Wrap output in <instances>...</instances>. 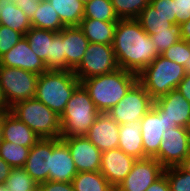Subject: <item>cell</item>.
I'll return each mask as SVG.
<instances>
[{
	"label": "cell",
	"mask_w": 190,
	"mask_h": 191,
	"mask_svg": "<svg viewBox=\"0 0 190 191\" xmlns=\"http://www.w3.org/2000/svg\"><path fill=\"white\" fill-rule=\"evenodd\" d=\"M185 75L184 66L159 54L138 74V82L155 100L176 89Z\"/></svg>",
	"instance_id": "cell-5"
},
{
	"label": "cell",
	"mask_w": 190,
	"mask_h": 191,
	"mask_svg": "<svg viewBox=\"0 0 190 191\" xmlns=\"http://www.w3.org/2000/svg\"><path fill=\"white\" fill-rule=\"evenodd\" d=\"M150 4L162 16L169 18V22L176 24L174 15L173 0H150Z\"/></svg>",
	"instance_id": "cell-39"
},
{
	"label": "cell",
	"mask_w": 190,
	"mask_h": 191,
	"mask_svg": "<svg viewBox=\"0 0 190 191\" xmlns=\"http://www.w3.org/2000/svg\"><path fill=\"white\" fill-rule=\"evenodd\" d=\"M138 81V74L118 68L103 75L93 76L81 82L88 91L96 109L107 113Z\"/></svg>",
	"instance_id": "cell-2"
},
{
	"label": "cell",
	"mask_w": 190,
	"mask_h": 191,
	"mask_svg": "<svg viewBox=\"0 0 190 191\" xmlns=\"http://www.w3.org/2000/svg\"><path fill=\"white\" fill-rule=\"evenodd\" d=\"M158 153L153 157L164 167L178 166L190 151V129L173 127L162 136Z\"/></svg>",
	"instance_id": "cell-10"
},
{
	"label": "cell",
	"mask_w": 190,
	"mask_h": 191,
	"mask_svg": "<svg viewBox=\"0 0 190 191\" xmlns=\"http://www.w3.org/2000/svg\"><path fill=\"white\" fill-rule=\"evenodd\" d=\"M99 114L88 91L80 84L60 116L61 137L86 136Z\"/></svg>",
	"instance_id": "cell-4"
},
{
	"label": "cell",
	"mask_w": 190,
	"mask_h": 191,
	"mask_svg": "<svg viewBox=\"0 0 190 191\" xmlns=\"http://www.w3.org/2000/svg\"><path fill=\"white\" fill-rule=\"evenodd\" d=\"M164 173V167L155 158L137 159L130 173L118 184V191H146Z\"/></svg>",
	"instance_id": "cell-11"
},
{
	"label": "cell",
	"mask_w": 190,
	"mask_h": 191,
	"mask_svg": "<svg viewBox=\"0 0 190 191\" xmlns=\"http://www.w3.org/2000/svg\"><path fill=\"white\" fill-rule=\"evenodd\" d=\"M169 183L170 191H190V173L179 166L164 168L163 173Z\"/></svg>",
	"instance_id": "cell-37"
},
{
	"label": "cell",
	"mask_w": 190,
	"mask_h": 191,
	"mask_svg": "<svg viewBox=\"0 0 190 191\" xmlns=\"http://www.w3.org/2000/svg\"><path fill=\"white\" fill-rule=\"evenodd\" d=\"M117 22H105L83 18L78 26L88 39L89 43L113 44Z\"/></svg>",
	"instance_id": "cell-23"
},
{
	"label": "cell",
	"mask_w": 190,
	"mask_h": 191,
	"mask_svg": "<svg viewBox=\"0 0 190 191\" xmlns=\"http://www.w3.org/2000/svg\"><path fill=\"white\" fill-rule=\"evenodd\" d=\"M74 191H112L114 187L100 171L78 172L72 180Z\"/></svg>",
	"instance_id": "cell-28"
},
{
	"label": "cell",
	"mask_w": 190,
	"mask_h": 191,
	"mask_svg": "<svg viewBox=\"0 0 190 191\" xmlns=\"http://www.w3.org/2000/svg\"><path fill=\"white\" fill-rule=\"evenodd\" d=\"M39 75L20 68L0 66V87L9 107L34 98Z\"/></svg>",
	"instance_id": "cell-7"
},
{
	"label": "cell",
	"mask_w": 190,
	"mask_h": 191,
	"mask_svg": "<svg viewBox=\"0 0 190 191\" xmlns=\"http://www.w3.org/2000/svg\"><path fill=\"white\" fill-rule=\"evenodd\" d=\"M31 25L34 28L54 32H59L65 27L59 15L47 0H39V9L34 13Z\"/></svg>",
	"instance_id": "cell-26"
},
{
	"label": "cell",
	"mask_w": 190,
	"mask_h": 191,
	"mask_svg": "<svg viewBox=\"0 0 190 191\" xmlns=\"http://www.w3.org/2000/svg\"><path fill=\"white\" fill-rule=\"evenodd\" d=\"M83 18L105 22H117V17L111 0H90L84 4Z\"/></svg>",
	"instance_id": "cell-30"
},
{
	"label": "cell",
	"mask_w": 190,
	"mask_h": 191,
	"mask_svg": "<svg viewBox=\"0 0 190 191\" xmlns=\"http://www.w3.org/2000/svg\"><path fill=\"white\" fill-rule=\"evenodd\" d=\"M112 47L119 68L139 74L158 55L150 35L137 19H119Z\"/></svg>",
	"instance_id": "cell-1"
},
{
	"label": "cell",
	"mask_w": 190,
	"mask_h": 191,
	"mask_svg": "<svg viewBox=\"0 0 190 191\" xmlns=\"http://www.w3.org/2000/svg\"><path fill=\"white\" fill-rule=\"evenodd\" d=\"M10 112L39 137L61 138L60 116L37 98L16 102Z\"/></svg>",
	"instance_id": "cell-6"
},
{
	"label": "cell",
	"mask_w": 190,
	"mask_h": 191,
	"mask_svg": "<svg viewBox=\"0 0 190 191\" xmlns=\"http://www.w3.org/2000/svg\"><path fill=\"white\" fill-rule=\"evenodd\" d=\"M0 66L20 68L37 75L47 71L45 63L33 53L25 36L0 57Z\"/></svg>",
	"instance_id": "cell-17"
},
{
	"label": "cell",
	"mask_w": 190,
	"mask_h": 191,
	"mask_svg": "<svg viewBox=\"0 0 190 191\" xmlns=\"http://www.w3.org/2000/svg\"><path fill=\"white\" fill-rule=\"evenodd\" d=\"M176 90L179 91L188 102H190V74L185 75Z\"/></svg>",
	"instance_id": "cell-44"
},
{
	"label": "cell",
	"mask_w": 190,
	"mask_h": 191,
	"mask_svg": "<svg viewBox=\"0 0 190 191\" xmlns=\"http://www.w3.org/2000/svg\"><path fill=\"white\" fill-rule=\"evenodd\" d=\"M7 111H10V107L8 106V104L5 100L3 92L0 87V113H4Z\"/></svg>",
	"instance_id": "cell-48"
},
{
	"label": "cell",
	"mask_w": 190,
	"mask_h": 191,
	"mask_svg": "<svg viewBox=\"0 0 190 191\" xmlns=\"http://www.w3.org/2000/svg\"><path fill=\"white\" fill-rule=\"evenodd\" d=\"M80 84L73 71L47 70L38 77L35 98L61 116Z\"/></svg>",
	"instance_id": "cell-3"
},
{
	"label": "cell",
	"mask_w": 190,
	"mask_h": 191,
	"mask_svg": "<svg viewBox=\"0 0 190 191\" xmlns=\"http://www.w3.org/2000/svg\"><path fill=\"white\" fill-rule=\"evenodd\" d=\"M65 27L79 26L84 16V4L78 0H47Z\"/></svg>",
	"instance_id": "cell-25"
},
{
	"label": "cell",
	"mask_w": 190,
	"mask_h": 191,
	"mask_svg": "<svg viewBox=\"0 0 190 191\" xmlns=\"http://www.w3.org/2000/svg\"><path fill=\"white\" fill-rule=\"evenodd\" d=\"M15 3L30 21L34 16V13L39 9V0H16Z\"/></svg>",
	"instance_id": "cell-42"
},
{
	"label": "cell",
	"mask_w": 190,
	"mask_h": 191,
	"mask_svg": "<svg viewBox=\"0 0 190 191\" xmlns=\"http://www.w3.org/2000/svg\"><path fill=\"white\" fill-rule=\"evenodd\" d=\"M4 113H0V143L3 141Z\"/></svg>",
	"instance_id": "cell-49"
},
{
	"label": "cell",
	"mask_w": 190,
	"mask_h": 191,
	"mask_svg": "<svg viewBox=\"0 0 190 191\" xmlns=\"http://www.w3.org/2000/svg\"><path fill=\"white\" fill-rule=\"evenodd\" d=\"M23 37L22 33L0 25V57L13 48Z\"/></svg>",
	"instance_id": "cell-38"
},
{
	"label": "cell",
	"mask_w": 190,
	"mask_h": 191,
	"mask_svg": "<svg viewBox=\"0 0 190 191\" xmlns=\"http://www.w3.org/2000/svg\"><path fill=\"white\" fill-rule=\"evenodd\" d=\"M0 191H7V188L4 186V184H0Z\"/></svg>",
	"instance_id": "cell-50"
},
{
	"label": "cell",
	"mask_w": 190,
	"mask_h": 191,
	"mask_svg": "<svg viewBox=\"0 0 190 191\" xmlns=\"http://www.w3.org/2000/svg\"><path fill=\"white\" fill-rule=\"evenodd\" d=\"M119 19H137L150 0H111Z\"/></svg>",
	"instance_id": "cell-34"
},
{
	"label": "cell",
	"mask_w": 190,
	"mask_h": 191,
	"mask_svg": "<svg viewBox=\"0 0 190 191\" xmlns=\"http://www.w3.org/2000/svg\"><path fill=\"white\" fill-rule=\"evenodd\" d=\"M88 45V39L78 26L63 28V54L72 70L80 64Z\"/></svg>",
	"instance_id": "cell-20"
},
{
	"label": "cell",
	"mask_w": 190,
	"mask_h": 191,
	"mask_svg": "<svg viewBox=\"0 0 190 191\" xmlns=\"http://www.w3.org/2000/svg\"><path fill=\"white\" fill-rule=\"evenodd\" d=\"M61 139L70 150L77 172L100 171L102 152L86 136Z\"/></svg>",
	"instance_id": "cell-13"
},
{
	"label": "cell",
	"mask_w": 190,
	"mask_h": 191,
	"mask_svg": "<svg viewBox=\"0 0 190 191\" xmlns=\"http://www.w3.org/2000/svg\"><path fill=\"white\" fill-rule=\"evenodd\" d=\"M176 24H182L190 20V0H173Z\"/></svg>",
	"instance_id": "cell-40"
},
{
	"label": "cell",
	"mask_w": 190,
	"mask_h": 191,
	"mask_svg": "<svg viewBox=\"0 0 190 191\" xmlns=\"http://www.w3.org/2000/svg\"><path fill=\"white\" fill-rule=\"evenodd\" d=\"M30 148L2 141L0 143V157L12 168L24 167L29 155Z\"/></svg>",
	"instance_id": "cell-31"
},
{
	"label": "cell",
	"mask_w": 190,
	"mask_h": 191,
	"mask_svg": "<svg viewBox=\"0 0 190 191\" xmlns=\"http://www.w3.org/2000/svg\"><path fill=\"white\" fill-rule=\"evenodd\" d=\"M161 55L172 62L184 66L185 73L190 74V42L180 39Z\"/></svg>",
	"instance_id": "cell-35"
},
{
	"label": "cell",
	"mask_w": 190,
	"mask_h": 191,
	"mask_svg": "<svg viewBox=\"0 0 190 191\" xmlns=\"http://www.w3.org/2000/svg\"><path fill=\"white\" fill-rule=\"evenodd\" d=\"M57 32L31 27L24 35L33 53L43 62L51 56V41Z\"/></svg>",
	"instance_id": "cell-27"
},
{
	"label": "cell",
	"mask_w": 190,
	"mask_h": 191,
	"mask_svg": "<svg viewBox=\"0 0 190 191\" xmlns=\"http://www.w3.org/2000/svg\"><path fill=\"white\" fill-rule=\"evenodd\" d=\"M0 25L23 35L32 27L31 21L13 0H0Z\"/></svg>",
	"instance_id": "cell-24"
},
{
	"label": "cell",
	"mask_w": 190,
	"mask_h": 191,
	"mask_svg": "<svg viewBox=\"0 0 190 191\" xmlns=\"http://www.w3.org/2000/svg\"><path fill=\"white\" fill-rule=\"evenodd\" d=\"M4 186L7 191H38V184L25 171L24 167L12 168Z\"/></svg>",
	"instance_id": "cell-32"
},
{
	"label": "cell",
	"mask_w": 190,
	"mask_h": 191,
	"mask_svg": "<svg viewBox=\"0 0 190 191\" xmlns=\"http://www.w3.org/2000/svg\"><path fill=\"white\" fill-rule=\"evenodd\" d=\"M150 37L157 52L162 54L181 39V25L173 24L169 31H156V34Z\"/></svg>",
	"instance_id": "cell-36"
},
{
	"label": "cell",
	"mask_w": 190,
	"mask_h": 191,
	"mask_svg": "<svg viewBox=\"0 0 190 191\" xmlns=\"http://www.w3.org/2000/svg\"><path fill=\"white\" fill-rule=\"evenodd\" d=\"M47 70L73 71L66 63L63 54V29L57 32L51 41V56L44 62Z\"/></svg>",
	"instance_id": "cell-33"
},
{
	"label": "cell",
	"mask_w": 190,
	"mask_h": 191,
	"mask_svg": "<svg viewBox=\"0 0 190 191\" xmlns=\"http://www.w3.org/2000/svg\"><path fill=\"white\" fill-rule=\"evenodd\" d=\"M140 127L144 154L148 158H153L159 151L163 133L176 126H169L164 113H157L151 108L140 120Z\"/></svg>",
	"instance_id": "cell-14"
},
{
	"label": "cell",
	"mask_w": 190,
	"mask_h": 191,
	"mask_svg": "<svg viewBox=\"0 0 190 191\" xmlns=\"http://www.w3.org/2000/svg\"><path fill=\"white\" fill-rule=\"evenodd\" d=\"M118 68L112 45L89 43L84 57L73 72L82 82L93 76L111 73Z\"/></svg>",
	"instance_id": "cell-9"
},
{
	"label": "cell",
	"mask_w": 190,
	"mask_h": 191,
	"mask_svg": "<svg viewBox=\"0 0 190 191\" xmlns=\"http://www.w3.org/2000/svg\"><path fill=\"white\" fill-rule=\"evenodd\" d=\"M119 124L108 113H100L86 135L101 152L118 148Z\"/></svg>",
	"instance_id": "cell-18"
},
{
	"label": "cell",
	"mask_w": 190,
	"mask_h": 191,
	"mask_svg": "<svg viewBox=\"0 0 190 191\" xmlns=\"http://www.w3.org/2000/svg\"><path fill=\"white\" fill-rule=\"evenodd\" d=\"M146 191H170V186L166 176L163 174Z\"/></svg>",
	"instance_id": "cell-43"
},
{
	"label": "cell",
	"mask_w": 190,
	"mask_h": 191,
	"mask_svg": "<svg viewBox=\"0 0 190 191\" xmlns=\"http://www.w3.org/2000/svg\"><path fill=\"white\" fill-rule=\"evenodd\" d=\"M78 1L82 2L83 4H85V3L89 2L90 0H78Z\"/></svg>",
	"instance_id": "cell-51"
},
{
	"label": "cell",
	"mask_w": 190,
	"mask_h": 191,
	"mask_svg": "<svg viewBox=\"0 0 190 191\" xmlns=\"http://www.w3.org/2000/svg\"><path fill=\"white\" fill-rule=\"evenodd\" d=\"M38 191H74L72 182L46 181L38 185Z\"/></svg>",
	"instance_id": "cell-41"
},
{
	"label": "cell",
	"mask_w": 190,
	"mask_h": 191,
	"mask_svg": "<svg viewBox=\"0 0 190 191\" xmlns=\"http://www.w3.org/2000/svg\"><path fill=\"white\" fill-rule=\"evenodd\" d=\"M51 138H41L30 148L25 171L40 185L49 180Z\"/></svg>",
	"instance_id": "cell-19"
},
{
	"label": "cell",
	"mask_w": 190,
	"mask_h": 191,
	"mask_svg": "<svg viewBox=\"0 0 190 191\" xmlns=\"http://www.w3.org/2000/svg\"><path fill=\"white\" fill-rule=\"evenodd\" d=\"M136 160L119 148L110 149L102 152L100 172L116 188L130 173Z\"/></svg>",
	"instance_id": "cell-16"
},
{
	"label": "cell",
	"mask_w": 190,
	"mask_h": 191,
	"mask_svg": "<svg viewBox=\"0 0 190 191\" xmlns=\"http://www.w3.org/2000/svg\"><path fill=\"white\" fill-rule=\"evenodd\" d=\"M12 167L0 157V184H4L5 180L9 176Z\"/></svg>",
	"instance_id": "cell-45"
},
{
	"label": "cell",
	"mask_w": 190,
	"mask_h": 191,
	"mask_svg": "<svg viewBox=\"0 0 190 191\" xmlns=\"http://www.w3.org/2000/svg\"><path fill=\"white\" fill-rule=\"evenodd\" d=\"M70 150L61 138H51V163L49 180L55 182H72L77 174Z\"/></svg>",
	"instance_id": "cell-15"
},
{
	"label": "cell",
	"mask_w": 190,
	"mask_h": 191,
	"mask_svg": "<svg viewBox=\"0 0 190 191\" xmlns=\"http://www.w3.org/2000/svg\"><path fill=\"white\" fill-rule=\"evenodd\" d=\"M181 39L190 42V20L181 24Z\"/></svg>",
	"instance_id": "cell-46"
},
{
	"label": "cell",
	"mask_w": 190,
	"mask_h": 191,
	"mask_svg": "<svg viewBox=\"0 0 190 191\" xmlns=\"http://www.w3.org/2000/svg\"><path fill=\"white\" fill-rule=\"evenodd\" d=\"M184 172L190 173V151L182 160V162L178 165Z\"/></svg>",
	"instance_id": "cell-47"
},
{
	"label": "cell",
	"mask_w": 190,
	"mask_h": 191,
	"mask_svg": "<svg viewBox=\"0 0 190 191\" xmlns=\"http://www.w3.org/2000/svg\"><path fill=\"white\" fill-rule=\"evenodd\" d=\"M40 139L41 137L14 114L10 111L4 112L3 141L31 148Z\"/></svg>",
	"instance_id": "cell-21"
},
{
	"label": "cell",
	"mask_w": 190,
	"mask_h": 191,
	"mask_svg": "<svg viewBox=\"0 0 190 191\" xmlns=\"http://www.w3.org/2000/svg\"><path fill=\"white\" fill-rule=\"evenodd\" d=\"M140 121H132L119 126L118 148L136 159L148 158L144 154Z\"/></svg>",
	"instance_id": "cell-22"
},
{
	"label": "cell",
	"mask_w": 190,
	"mask_h": 191,
	"mask_svg": "<svg viewBox=\"0 0 190 191\" xmlns=\"http://www.w3.org/2000/svg\"><path fill=\"white\" fill-rule=\"evenodd\" d=\"M137 20L148 35L156 34V31H169L173 25L169 18L159 14L150 3L142 10Z\"/></svg>",
	"instance_id": "cell-29"
},
{
	"label": "cell",
	"mask_w": 190,
	"mask_h": 191,
	"mask_svg": "<svg viewBox=\"0 0 190 191\" xmlns=\"http://www.w3.org/2000/svg\"><path fill=\"white\" fill-rule=\"evenodd\" d=\"M154 99L137 81L108 114L119 125L140 121L152 108Z\"/></svg>",
	"instance_id": "cell-8"
},
{
	"label": "cell",
	"mask_w": 190,
	"mask_h": 191,
	"mask_svg": "<svg viewBox=\"0 0 190 191\" xmlns=\"http://www.w3.org/2000/svg\"><path fill=\"white\" fill-rule=\"evenodd\" d=\"M152 108L157 113H164L169 126L190 129V102L176 89L155 99Z\"/></svg>",
	"instance_id": "cell-12"
}]
</instances>
